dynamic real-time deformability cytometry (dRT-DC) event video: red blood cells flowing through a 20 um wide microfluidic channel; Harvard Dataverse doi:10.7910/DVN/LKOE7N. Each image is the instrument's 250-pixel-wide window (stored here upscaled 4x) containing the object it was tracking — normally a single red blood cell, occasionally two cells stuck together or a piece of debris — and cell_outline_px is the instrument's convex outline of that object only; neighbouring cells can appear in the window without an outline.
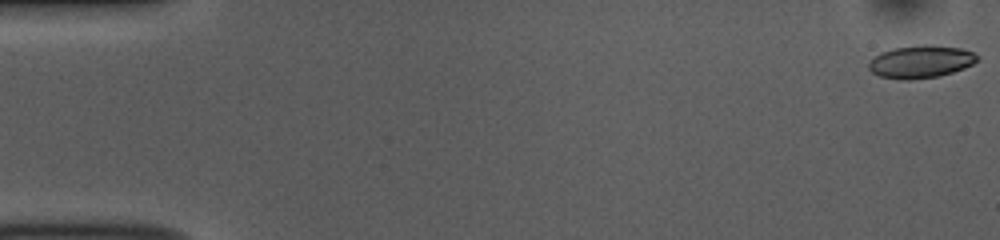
{"species": "common noctule bat (a hibernating species)", "species_latin": "Nyctalus noctula", "temperature_condition": "room temperature", "stored_images_in_passage": 52, "camera_frame_rate_fps": 3000, "um_per_image_px": 0.085, "animal": {"sex": "female", "body_mass_g": 10.0, "forearm_length_mm": 53.1}, "frame": {"image": 1, "passage_image": 1, "time_ms": 0.0, "image_size_px": [1000, 240], "cell_outline_px": [[980, 56], [972, 64], [964, 68], [940, 76], [908, 80], [900, 80], [880, 76], [872, 72], [868, 68], [868, 64], [880, 52], [892, 48], [924, 44], [932, 44], [960, 48], [972, 52]], "centroid_in_image_um": [78.26, 5.24], "position_along_channel_um": 6.7, "area_um2": 20.69}}
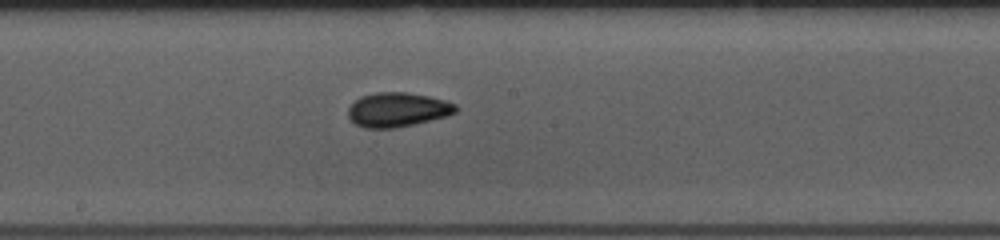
{"frame": {"image": 2, "passage_image": 28, "time_ms": 9.0, "image_size_px": [1000, 240], "cell_outline_px": [[456, 112], [448, 116], [396, 128], [364, 128], [356, 124], [348, 116], [348, 108], [360, 96], [376, 92], [408, 92], [428, 96], [444, 100], [456, 104]], "centroid_in_image_um": [33.78, 9.32], "position_along_channel_um": 214.4, "area_um2": 21.5}}
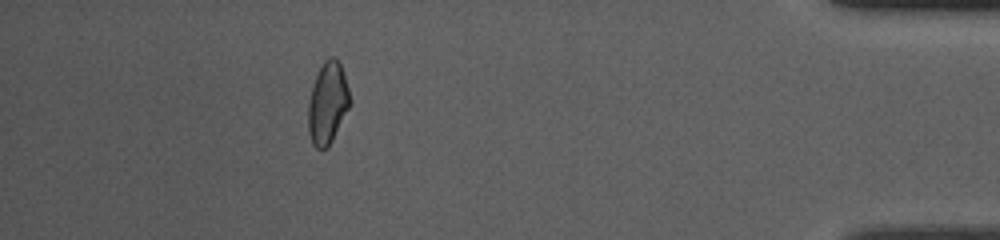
{"frame": {"image": 3, "passage_image": 47, "time_ms": 15.333, "image_size_px": [1000, 240], "cell_outline_px": [[352, 100], [328, 148], [316, 148], [312, 144], [308, 132], [308, 104], [312, 88], [316, 76], [324, 60], [328, 56], [336, 56], [340, 64]], "centroid_in_image_um": [27.84, 8.75], "position_along_channel_um": 407.4, "area_um2": 19.71}, "authors_computed_cell_mechanics": {"area_um2": 20.4034, "velocity_mm_per_s": 3.8619, "shape_relaxation_time_tau1_ms": 3.3216, "shape_relaxation_time_tau2_ms": 3.1236, "deformation_change_tau1": 0.0913, "deformation_change_tau2": 0.0867}}